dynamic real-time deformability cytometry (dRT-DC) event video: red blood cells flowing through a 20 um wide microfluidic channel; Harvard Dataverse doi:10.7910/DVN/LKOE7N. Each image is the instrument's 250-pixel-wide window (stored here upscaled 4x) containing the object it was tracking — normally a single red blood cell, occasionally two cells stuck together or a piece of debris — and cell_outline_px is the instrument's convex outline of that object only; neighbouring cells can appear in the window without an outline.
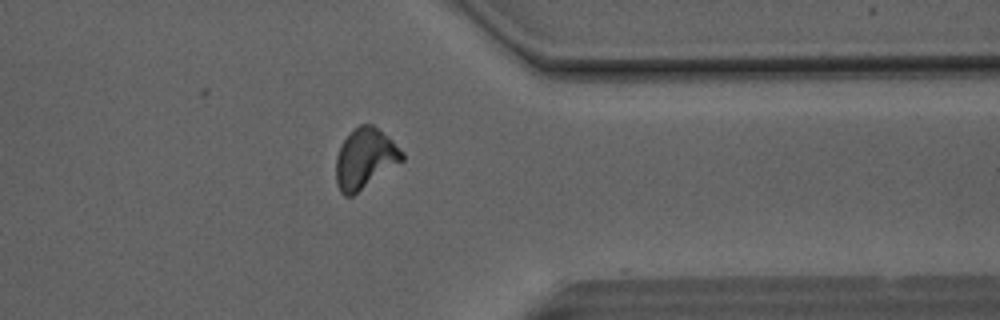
{"species": "Egyptian fruit bat (a non-hibernating species)", "species_latin": "Rousettus aegyptiacus", "temperature_condition": "room temperature", "stored_images_in_passage": 39, "camera_frame_rate_fps": 3000, "um_per_image_px": 0.085, "animal": {"sex": "male"}, "frame": {"image": 1, "passage_image": 38, "time_ms": 12.333, "image_size_px": [1000, 320], "cell_outline_px": [[404, 160], [352, 196], [344, 196], [340, 192], [336, 184], [336, 156], [340, 144], [360, 124], [372, 124], [388, 136], [404, 152]], "centroid_in_image_um": [31.02, 13.49], "position_along_channel_um": 380.4, "area_um2": 23.12}, "authors_computed_cell_mechanics": {"area_um2": 23.0622, "velocity_mm_per_s": 4.1356, "shape_relaxation_time_tau1_ms": 6.8452, "shape_relaxation_time_tau2_ms": 2.8784, "deformation_change_tau1": 0.1709, "deformation_change_tau2": 0.0911}}